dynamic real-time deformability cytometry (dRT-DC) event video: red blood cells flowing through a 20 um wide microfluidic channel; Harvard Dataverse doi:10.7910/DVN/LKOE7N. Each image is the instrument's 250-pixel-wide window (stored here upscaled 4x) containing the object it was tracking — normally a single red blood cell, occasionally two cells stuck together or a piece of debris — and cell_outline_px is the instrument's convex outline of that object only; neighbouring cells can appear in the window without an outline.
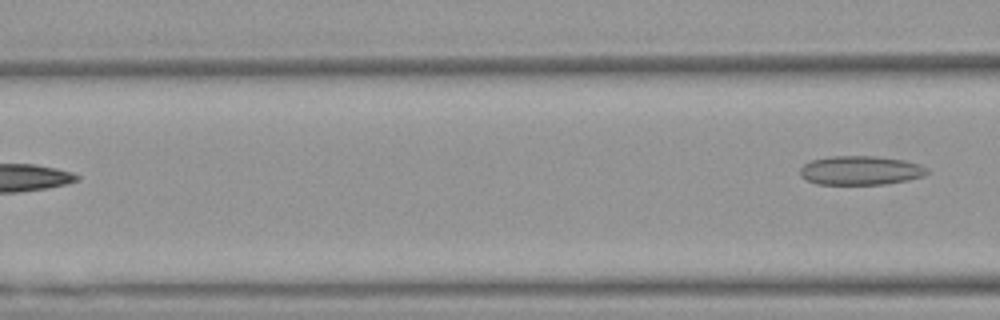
{"species": "Egyptian fruit bat (a non-hibernating species)", "species_latin": "Rousettus aegyptiacus", "temperature_condition": "warm", "stored_images_in_passage": 4, "segment_of_instrument_passage": [2, 2], "camera_frame_rate_fps": 3000, "um_per_image_px": 0.085, "animal": {"sex": "female"}, "frame": {"image": 1, "passage_image": 4, "time_ms": 1.0, "image_size_px": [1000, 320], "cell_outline_px": [[928, 172], [920, 176], [908, 180], [888, 184], [816, 184], [800, 176], [800, 168], [804, 164], [812, 160], [828, 156], [876, 156], [904, 160], [920, 164], [928, 168]], "centroid_in_image_um": [73.13, 14.48], "position_along_channel_um": 93.5, "area_um2": 21.5}}